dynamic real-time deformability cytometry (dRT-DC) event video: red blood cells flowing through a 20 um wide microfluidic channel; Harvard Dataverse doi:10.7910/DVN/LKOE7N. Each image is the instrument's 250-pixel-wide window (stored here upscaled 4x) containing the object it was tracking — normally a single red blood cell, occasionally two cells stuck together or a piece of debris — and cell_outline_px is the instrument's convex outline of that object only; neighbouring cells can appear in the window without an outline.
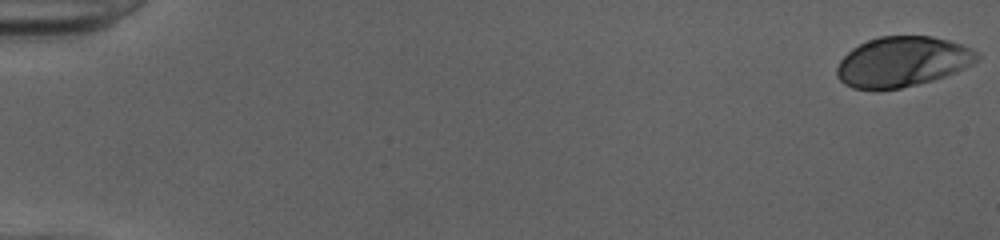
{"species": "human", "species_latin": "Homo sapiens", "temperature_condition": "cold", "stored_images_in_passage": 52, "camera_frame_rate_fps": 3000, "um_per_image_px": 0.085, "donor": {"sex": "female"}, "frame": {"image": 1, "passage_image": 1, "time_ms": 0.0, "image_size_px": [1000, 240], "cell_outline_px": [[980, 56], [972, 64], [964, 68], [944, 76], [932, 80], [900, 88], [876, 92], [852, 88], [844, 84], [836, 76], [836, 68], [840, 60], [852, 48], [868, 40], [880, 36], [932, 36], [948, 40], [972, 48]], "centroid_in_image_um": [76.65, 5.27], "position_along_channel_um": 8.3, "area_um2": 41.21}}
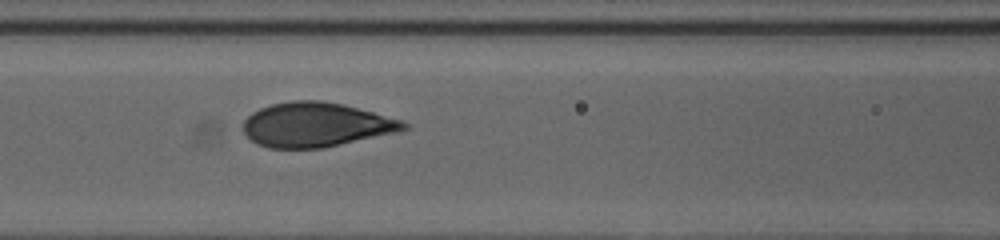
{"frame": {"image": 2, "passage_image": 24, "time_ms": 7.667, "image_size_px": [1000, 240], "cell_outline_px": [[408, 128], [396, 132], [324, 148], [268, 148], [256, 144], [240, 128], [244, 120], [252, 112], [260, 108], [272, 104], [292, 100], [320, 100], [344, 104], [404, 120], [408, 124]], "centroid_in_image_um": [26.84, 10.6], "position_along_channel_um": 139.8, "area_um2": 41.79}}
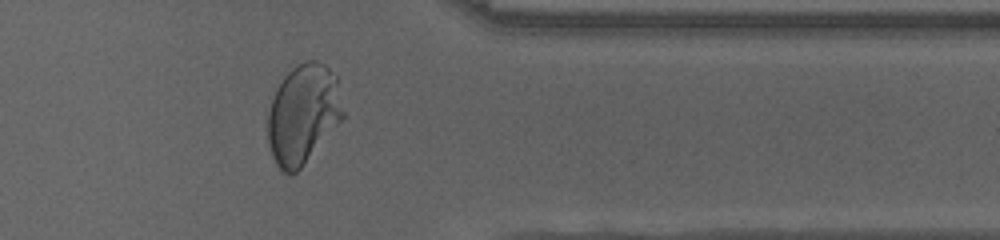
{"frame": {"image": 3, "passage_image": 43, "time_ms": 14.0, "image_size_px": [1000, 240], "cell_outline_px": [[344, 116], [300, 168], [296, 172], [288, 176], [280, 172], [272, 156], [268, 140], [268, 112], [276, 88], [284, 76], [296, 64], [308, 60], [316, 60], [324, 64], [336, 76], [344, 112]], "centroid_in_image_um": [25.74, 9.7], "position_along_channel_um": 385.7, "area_um2": 43.41}, "authors_computed_cell_mechanics": {"area_um2": 41.5582, "velocity_mm_per_s": 4.0153, "shape_relaxation_time_tau1_ms": 4.3507, "shape_relaxation_time_tau2_ms": null, "deformation_change_tau1": 0.2053, "deformation_change_tau2": null}}